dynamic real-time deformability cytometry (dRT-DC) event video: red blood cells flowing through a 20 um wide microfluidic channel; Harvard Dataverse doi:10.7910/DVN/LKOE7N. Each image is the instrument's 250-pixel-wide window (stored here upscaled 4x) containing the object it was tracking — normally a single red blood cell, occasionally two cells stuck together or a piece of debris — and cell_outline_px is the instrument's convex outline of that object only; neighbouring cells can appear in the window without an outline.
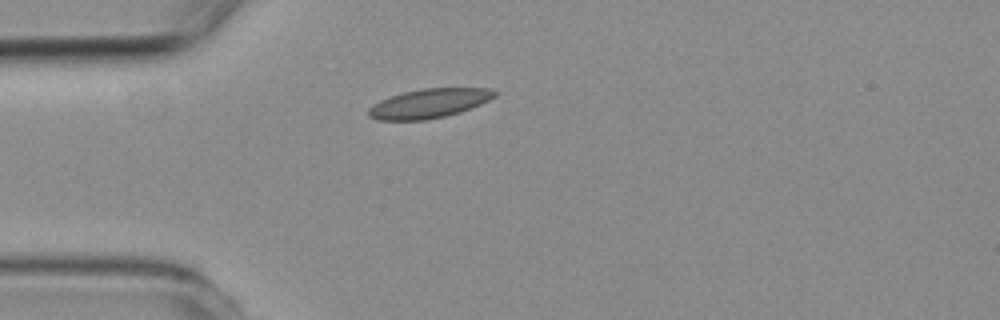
{"species": "common noctule bat (a hibernating species)", "species_latin": "Nyctalus noctula", "temperature_condition": "room temperature", "stored_images_in_passage": 1, "camera_frame_rate_fps": 3000, "um_per_image_px": 0.085, "animal": {"sex": "female", "body_mass_g": 19.3, "forearm_length_mm": 54.1}, "frame": {"image": 1, "passage_image": 1, "time_ms": 0.0, "image_size_px": [1000, 320], "cell_outline_px": [[496, 96], [472, 108], [460, 112], [444, 116], [424, 120], [376, 120], [368, 116], [368, 108], [380, 100], [404, 92], [420, 88], [488, 88], [496, 92]], "centroid_in_image_um": [36.45, 8.79], "position_along_channel_um": 48.5, "area_um2": 21.39}}